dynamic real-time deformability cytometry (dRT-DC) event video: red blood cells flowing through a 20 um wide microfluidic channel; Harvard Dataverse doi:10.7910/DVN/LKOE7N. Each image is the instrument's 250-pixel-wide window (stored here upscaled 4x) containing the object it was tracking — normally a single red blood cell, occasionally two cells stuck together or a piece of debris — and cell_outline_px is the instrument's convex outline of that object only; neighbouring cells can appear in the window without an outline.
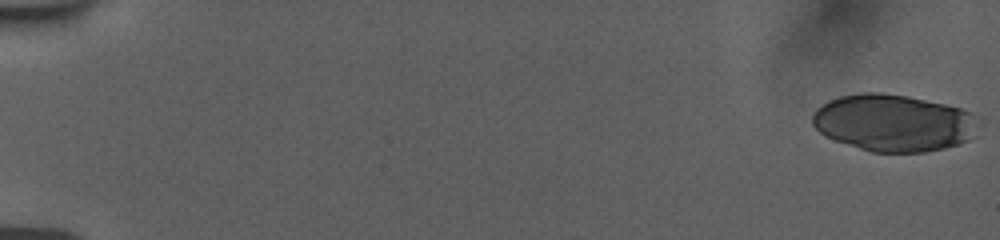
{"species": "human", "species_latin": "Homo sapiens", "temperature_condition": "room temperature", "stored_images_in_passage": 25, "camera_frame_rate_fps": 3000, "um_per_image_px": 0.085, "donor": {"sex": "female"}, "frame": {"image": 1, "passage_image": 1, "time_ms": 0.0, "image_size_px": [1000, 240], "cell_outline_px": [[972, 112], [968, 140], [960, 144], [944, 148], [924, 152], [872, 152], [824, 136], [812, 124], [812, 116], [816, 108], [828, 100], [840, 96], [864, 92], [884, 92], [908, 96], [964, 108]], "centroid_in_image_um": [75.84, 10.42], "position_along_channel_um": 9.2, "area_um2": 54.45}}
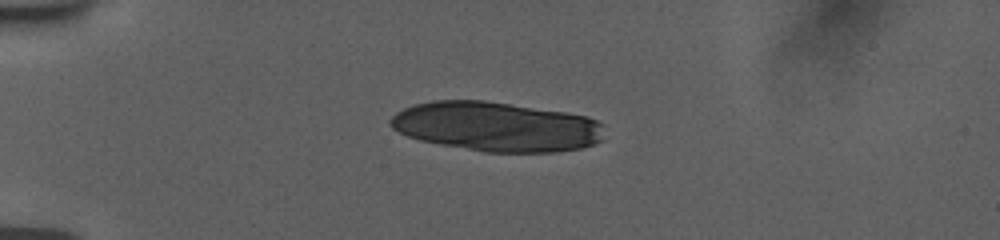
{"frame": {"image": 2, "passage_image": 11, "time_ms": 4.667, "image_size_px": [1000, 240], "cell_outline_px": [[604, 140], [580, 148], [556, 152], [484, 152], [440, 144], [420, 140], [408, 136], [392, 128], [388, 124], [388, 120], [396, 112], [404, 108], [416, 104], [432, 100], [484, 100], [564, 112], [588, 116], [604, 124]], "centroid_in_image_um": [42.2, 10.76], "position_along_channel_um": 42.8, "area_um2": 61.96}}